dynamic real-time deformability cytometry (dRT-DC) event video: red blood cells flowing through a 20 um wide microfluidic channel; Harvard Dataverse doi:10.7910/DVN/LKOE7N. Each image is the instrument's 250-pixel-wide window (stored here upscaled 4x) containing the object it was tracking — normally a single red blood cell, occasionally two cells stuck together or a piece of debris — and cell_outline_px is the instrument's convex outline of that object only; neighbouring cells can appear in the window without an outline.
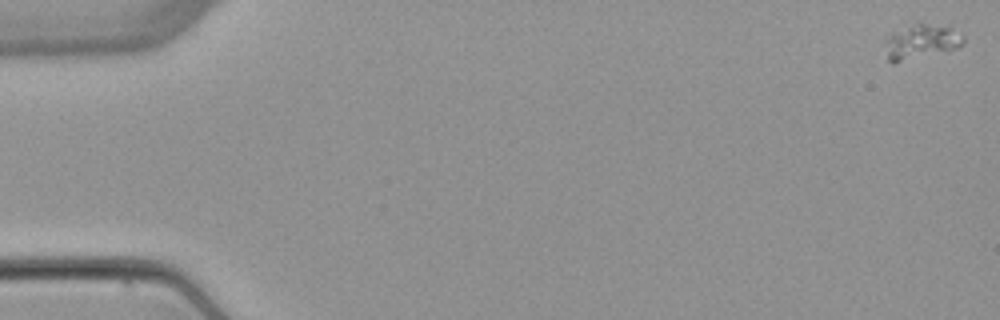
{"species": "common noctule bat (a hibernating species)", "species_latin": "Nyctalus noctula", "temperature_condition": "warm", "stored_images_in_passage": 6, "camera_frame_rate_fps": 3000, "um_per_image_px": 0.085, "animal": {"sex": "female", "body_mass_g": 22.7, "forearm_length_mm": 54.2}, "frame": {"image": 1, "passage_image": 1, "time_ms": 0.0, "image_size_px": [1000, 320], "cell_outline_px": [[964, 44], [956, 48], [892, 64], [888, 60], [884, 40], [892, 32], [916, 20], [952, 28], [964, 36]], "centroid_in_image_um": [78.26, 3.5], "position_along_channel_um": 6.7, "area_um2": 16.18}}